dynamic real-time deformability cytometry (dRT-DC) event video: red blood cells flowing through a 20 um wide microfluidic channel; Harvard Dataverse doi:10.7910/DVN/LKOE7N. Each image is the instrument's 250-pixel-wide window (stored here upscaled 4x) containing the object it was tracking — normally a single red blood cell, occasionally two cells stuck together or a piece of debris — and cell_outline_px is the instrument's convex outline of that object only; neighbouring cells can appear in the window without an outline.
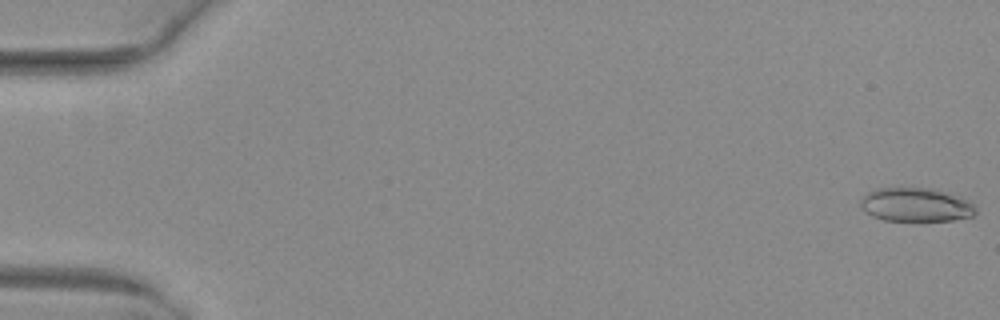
{"species": "common noctule bat (a hibernating species)", "species_latin": "Nyctalus noctula", "temperature_condition": "warm", "stored_images_in_passage": 52, "camera_frame_rate_fps": 3000, "um_per_image_px": 0.085, "animal": {"sex": "female", "body_mass_g": 29.2, "forearm_length_mm": 56.3}, "frame": {"image": 1, "passage_image": 1, "time_ms": 0.0, "image_size_px": [1000, 320], "cell_outline_px": [[976, 212], [972, 216], [952, 220], [884, 220], [872, 216], [860, 204], [860, 200], [868, 192], [876, 188], [932, 188], [944, 192], [976, 204]], "centroid_in_image_um": [77.85, 17.4], "position_along_channel_um": 7.2, "area_um2": 22.25}}
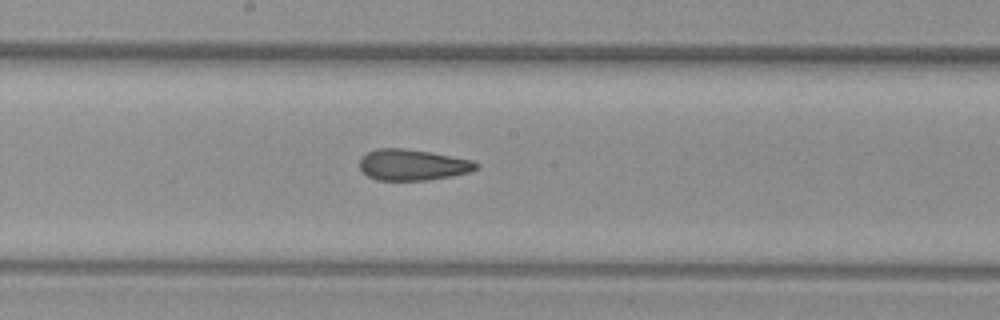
{"frame": {"image": 2, "passage_image": 29, "time_ms": 9.333, "image_size_px": [1000, 320], "cell_outline_px": [[480, 168], [472, 172], [452, 176], [428, 180], [376, 180], [360, 172], [360, 160], [368, 152], [376, 148], [404, 148], [432, 152], [472, 160], [480, 164]], "centroid_in_image_um": [35.11, 14.01], "position_along_channel_um": 213.1, "area_um2": 21.39}}
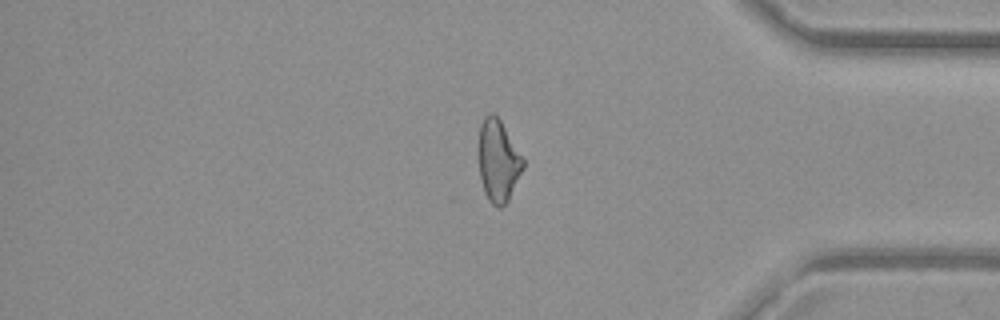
{"frame": {"image": 3, "passage_image": 44, "time_ms": 14.333, "image_size_px": [1000, 320], "cell_outline_px": [[524, 168], [508, 200], [500, 208], [496, 208], [488, 200], [484, 192], [480, 180], [476, 152], [480, 124], [484, 116], [488, 112], [492, 112], [500, 120], [524, 160]], "centroid_in_image_um": [42.29, 13.66], "position_along_channel_um": 392.9, "area_um2": 21.73}, "authors_computed_cell_mechanics": {"area_um2": 22.2819, "velocity_mm_per_s": 4.0596, "shape_relaxation_time_tau1_ms": null, "shape_relaxation_time_tau2_ms": 3.0475, "deformation_change_tau1": null, "deformation_change_tau2": 0.1239}}